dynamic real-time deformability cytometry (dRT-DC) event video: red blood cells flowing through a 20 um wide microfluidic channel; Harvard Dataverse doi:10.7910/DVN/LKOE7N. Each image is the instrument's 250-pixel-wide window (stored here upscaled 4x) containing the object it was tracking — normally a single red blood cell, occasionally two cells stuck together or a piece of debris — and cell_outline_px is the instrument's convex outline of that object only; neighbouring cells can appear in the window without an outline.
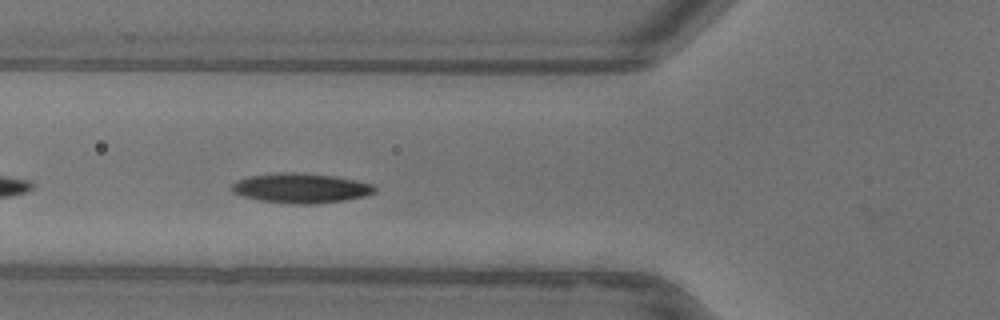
{"species": "common noctule bat (a hibernating species)", "species_latin": "Nyctalus noctula", "temperature_condition": "warm", "stored_images_in_passage": 30, "camera_frame_rate_fps": 3000, "um_per_image_px": 0.085, "animal": {"sex": "female"}, "frame": {"image": 1, "passage_image": 5, "time_ms": 1.333, "image_size_px": [1000, 320], "cell_outline_px": [[376, 192], [364, 196], [344, 200], [316, 204], [292, 204], [260, 200], [244, 196], [232, 192], [232, 184], [236, 180], [248, 176], [276, 172], [296, 172], [336, 176], [356, 180], [372, 184], [376, 188]], "centroid_in_image_um": [25.57, 15.98], "position_along_channel_um": 100.2, "area_um2": 24.91}}
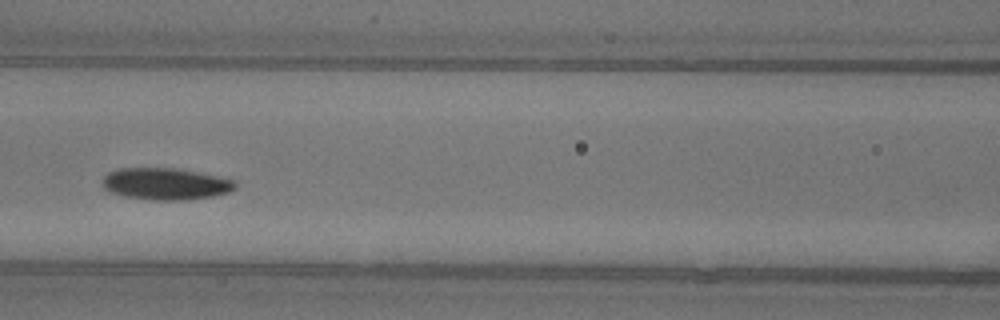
{"frame": {"image": 2, "passage_image": 9, "time_ms": 2.667, "image_size_px": [1000, 320], "cell_outline_px": [[236, 188], [228, 192], [212, 196], [184, 200], [152, 200], [124, 196], [112, 192], [104, 188], [104, 176], [108, 172], [116, 168], [180, 168], [236, 180]], "centroid_in_image_um": [14.09, 15.62], "position_along_channel_um": 152.5, "area_um2": 24.62}, "authors_computed_cell_mechanics": {"area_um2": 24.276, "velocity_mm_per_s": 3.8978, "shape_relaxation_time_tau1_ms": 2.4354, "shape_relaxation_time_tau2_ms": null, "deformation_change_tau1": 0.1128, "deformation_change_tau2": null}}